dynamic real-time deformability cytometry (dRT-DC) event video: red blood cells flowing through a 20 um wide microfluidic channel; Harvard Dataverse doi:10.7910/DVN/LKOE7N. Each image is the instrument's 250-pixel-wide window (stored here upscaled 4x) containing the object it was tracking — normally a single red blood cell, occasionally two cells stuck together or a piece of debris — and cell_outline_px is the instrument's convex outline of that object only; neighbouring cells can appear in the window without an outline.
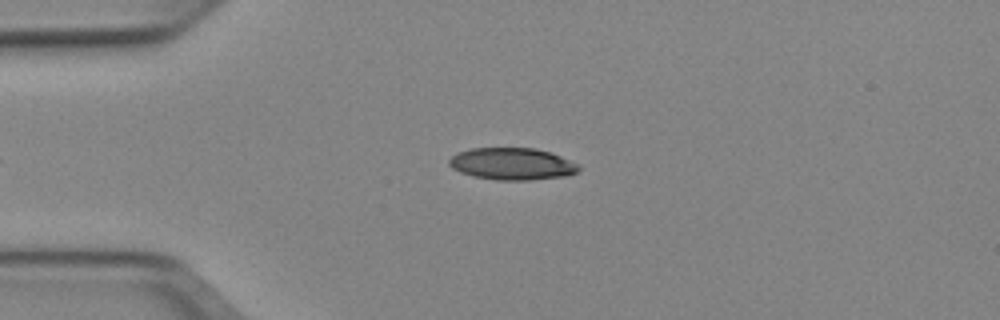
{"species": "Egyptian fruit bat (a non-hibernating species)", "species_latin": "Rousettus aegyptiacus", "temperature_condition": "cold", "stored_images_in_passage": 37, "camera_frame_rate_fps": 3000, "um_per_image_px": 0.085, "animal": {"sex": "female"}, "frame": {"image": 1, "passage_image": 3, "time_ms": 0.667, "image_size_px": [1000, 320], "cell_outline_px": [[580, 172], [564, 176], [528, 180], [496, 180], [472, 176], [460, 172], [452, 168], [448, 164], [448, 160], [456, 152], [472, 148], [536, 148], [560, 156], [576, 164], [580, 168]], "centroid_in_image_um": [43.48, 13.93], "position_along_channel_um": 41.5, "area_um2": 24.16}}
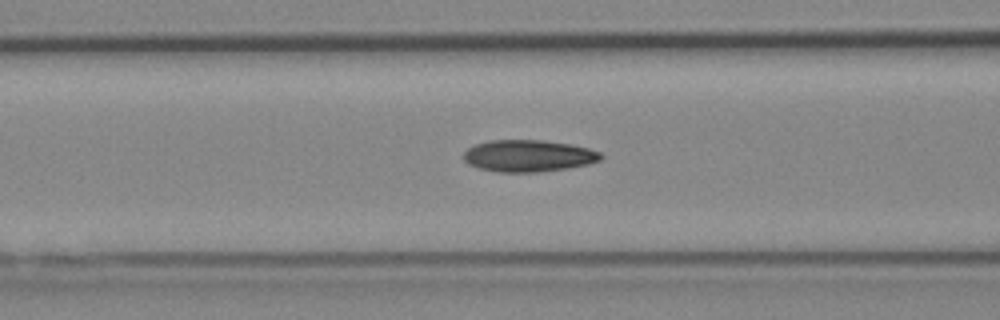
{"frame": {"image": 2, "passage_image": 11, "time_ms": 3.333, "image_size_px": [1000, 320], "cell_outline_px": [[604, 156], [600, 160], [588, 164], [568, 168], [540, 172], [496, 172], [476, 168], [468, 164], [464, 160], [464, 152], [468, 148], [476, 144], [488, 140], [540, 140], [572, 144], [588, 148], [600, 152]], "centroid_in_image_um": [44.9, 13.25], "position_along_channel_um": 121.7, "area_um2": 25.66}}
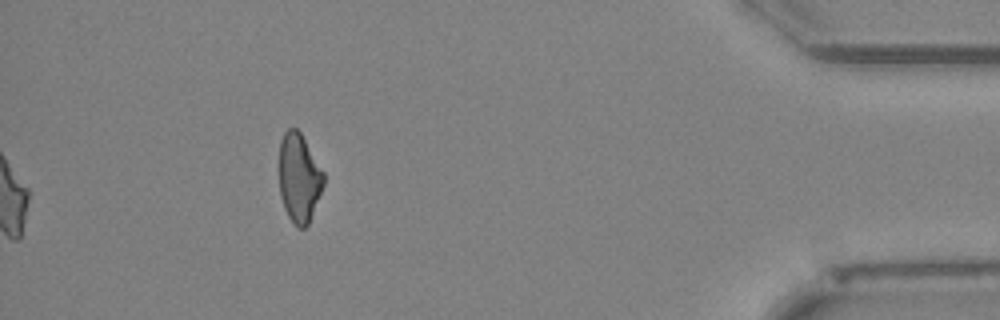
{"frame": {"image": 3, "passage_image": 37, "time_ms": 12.0, "image_size_px": [1000, 320], "cell_outline_px": [[324, 184], [308, 224], [304, 228], [296, 228], [288, 216], [284, 208], [280, 196], [280, 140], [284, 132], [288, 128], [296, 128], [300, 132], [324, 172]], "centroid_in_image_um": [25.42, 15.13], "position_along_channel_um": 409.8, "area_um2": 22.89}, "authors_computed_cell_mechanics": {"area_um2": 24.6228, "velocity_mm_per_s": 3.9702, "shape_relaxation_time_tau1_ms": 3.7369, "shape_relaxation_time_tau2_ms": 3.5549, "deformation_change_tau1": 0.1285, "deformation_change_tau2": 0.1147}}